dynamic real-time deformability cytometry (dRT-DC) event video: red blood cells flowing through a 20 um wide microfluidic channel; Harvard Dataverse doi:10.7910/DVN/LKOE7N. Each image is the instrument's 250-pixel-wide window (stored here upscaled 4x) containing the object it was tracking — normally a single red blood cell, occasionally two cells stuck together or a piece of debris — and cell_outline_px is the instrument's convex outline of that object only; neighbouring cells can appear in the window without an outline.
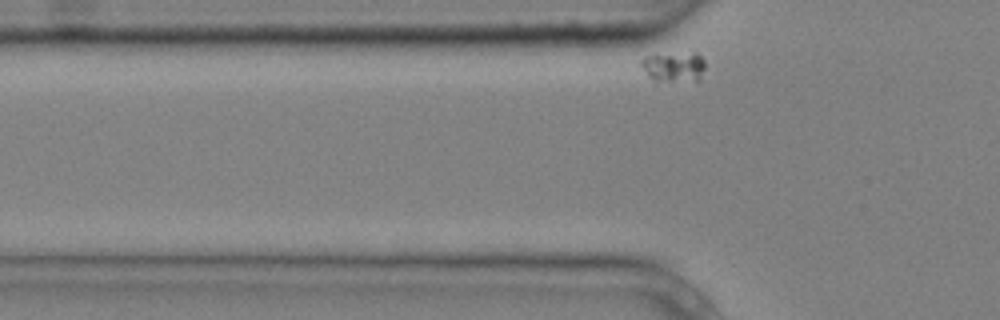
{"species": "common noctule bat (a hibernating species)", "species_latin": "Nyctalus noctula", "temperature_condition": "cold", "stored_images_in_passage": 5, "camera_frame_rate_fps": 3000, "um_per_image_px": 0.085, "animal": {"sex": "male", "body_mass_g": 20.4}, "frame": {"image": 1, "passage_image": 2, "time_ms": 0.333, "image_size_px": [1000, 320], "cell_outline_px": [[704, 68], [700, 80], [656, 84], [648, 76], [640, 64], [644, 56], [692, 52], [696, 52], [704, 60]], "centroid_in_image_um": [57.26, 5.73], "position_along_channel_um": 68.5, "area_um2": 11.68}}